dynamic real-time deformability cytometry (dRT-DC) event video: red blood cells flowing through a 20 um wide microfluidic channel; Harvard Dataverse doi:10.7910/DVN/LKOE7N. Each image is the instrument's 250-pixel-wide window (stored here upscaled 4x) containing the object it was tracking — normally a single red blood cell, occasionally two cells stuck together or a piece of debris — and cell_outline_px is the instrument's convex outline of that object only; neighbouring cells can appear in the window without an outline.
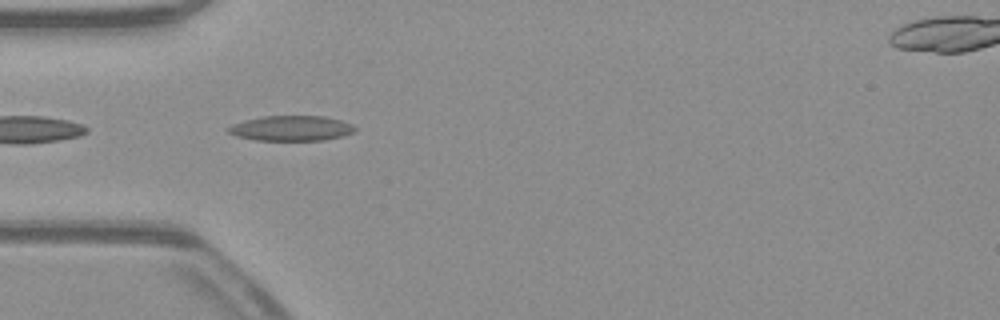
{"species": "common noctule bat (a hibernating species)", "species_latin": "Nyctalus noctula", "temperature_condition": "warm", "stored_images_in_passage": 38, "camera_frame_rate_fps": 3000, "um_per_image_px": 0.085, "animal": {"sex": "male", "body_mass_g": 23.1, "forearm_length_mm": 52.7}, "frame": {"image": 1, "passage_image": 2, "time_ms": 0.333, "image_size_px": [1000, 320], "cell_outline_px": [[356, 128], [352, 132], [344, 136], [324, 140], [256, 140], [236, 136], [228, 132], [224, 128], [232, 124], [244, 120], [264, 116], [324, 116], [340, 120], [352, 124]], "centroid_in_image_um": [24.72, 10.9], "position_along_channel_um": 60.3, "area_um2": 18.61}}
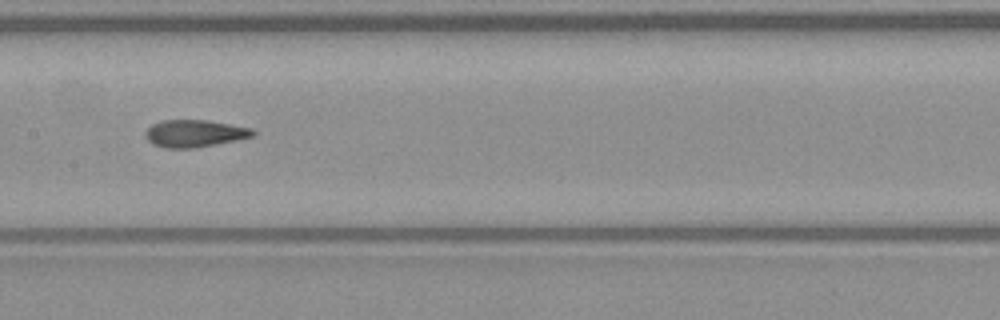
{"frame": {"image": 2, "passage_image": 12, "time_ms": 3.667, "image_size_px": [1000, 320], "cell_outline_px": [[256, 132], [252, 136], [236, 140], [196, 148], [164, 148], [152, 144], [144, 136], [144, 132], [152, 124], [160, 120], [208, 120], [252, 128]], "centroid_in_image_um": [16.5, 11.34], "position_along_channel_um": 190.9, "area_um2": 17.17}}
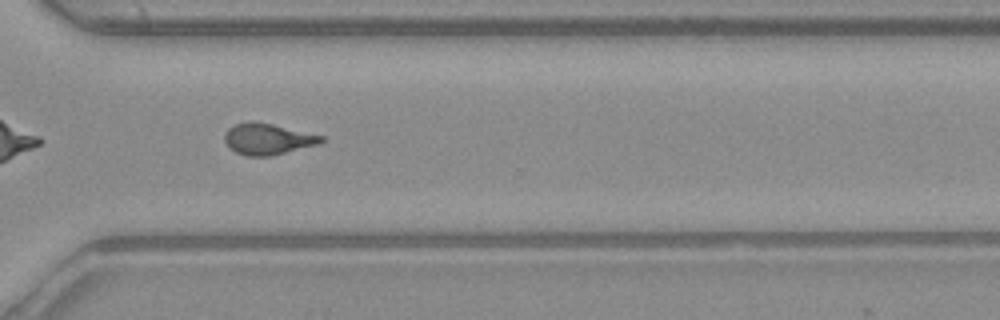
{"frame": {"image": 3, "passage_image": 24, "time_ms": 7.667, "image_size_px": [1000, 320], "cell_outline_px": [[324, 140], [320, 144], [272, 156], [248, 156], [236, 152], [224, 140], [224, 136], [228, 128], [236, 124], [248, 120], [252, 120], [272, 124], [324, 136]], "centroid_in_image_um": [22.77, 11.81], "position_along_channel_um": 347.8, "area_um2": 17.57}, "authors_computed_cell_mechanics": {"area_um2": 17.3689, "velocity_mm_per_s": 3.9412, "shape_relaxation_time_tau1_ms": null, "shape_relaxation_time_tau2_ms": 1.8811, "deformation_change_tau1": null, "deformation_change_tau2": 0.0894}}